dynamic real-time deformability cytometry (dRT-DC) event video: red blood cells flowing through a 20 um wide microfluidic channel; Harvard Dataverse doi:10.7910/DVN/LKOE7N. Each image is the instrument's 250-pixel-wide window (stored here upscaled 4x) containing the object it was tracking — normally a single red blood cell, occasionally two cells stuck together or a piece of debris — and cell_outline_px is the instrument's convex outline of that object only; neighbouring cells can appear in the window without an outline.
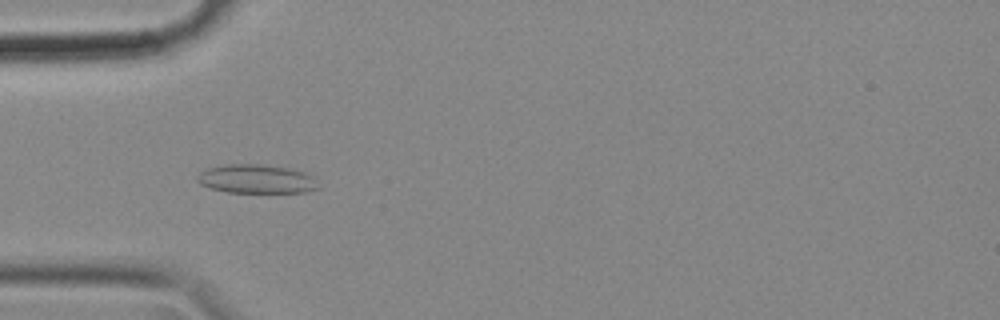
{"species": "common noctule bat (a hibernating species)", "species_latin": "Nyctalus noctula", "temperature_condition": "cold", "stored_images_in_passage": 56, "camera_frame_rate_fps": 3000, "um_per_image_px": 0.085, "animal": {"sex": "female", "body_mass_g": 18.4}, "frame": {"image": 1, "passage_image": 17, "time_ms": 5.333, "image_size_px": [1000, 320], "cell_outline_px": [[320, 188], [304, 192], [228, 192], [212, 188], [200, 184], [196, 180], [196, 176], [200, 172], [208, 168], [228, 164], [260, 164], [288, 168], [304, 172], [312, 176]], "centroid_in_image_um": [21.78, 15.21], "position_along_channel_um": 63.2, "area_um2": 20.17}}
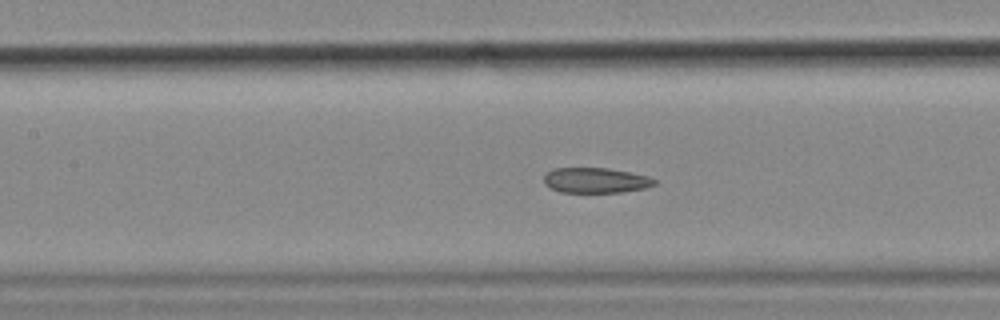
{"frame": {"image": 2, "passage_image": 25, "time_ms": 8.0, "image_size_px": [1000, 320], "cell_outline_px": [[656, 184], [644, 188], [620, 192], [560, 192], [544, 184], [544, 176], [552, 168], [608, 168], [632, 172], [648, 176], [656, 180]], "centroid_in_image_um": [50.63, 15.32], "position_along_channel_um": 156.8, "area_um2": 16.24}}
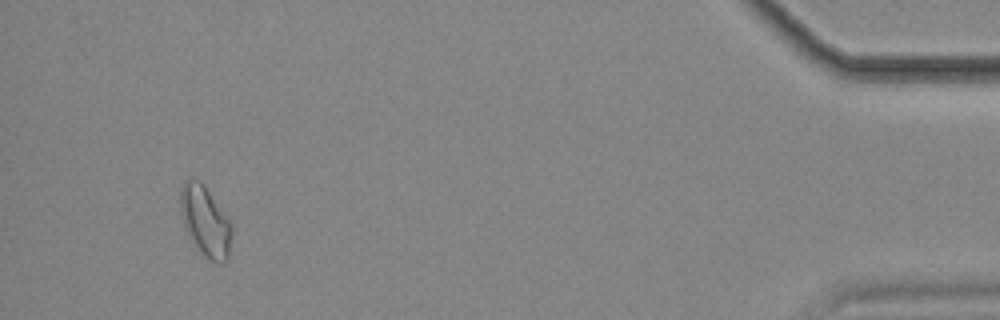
{"frame": {"image": 3, "passage_image": 53, "time_ms": 17.333, "image_size_px": [1000, 320], "cell_outline_px": [[232, 236], [228, 260], [224, 264], [216, 264], [204, 256], [188, 236], [184, 228], [180, 212], [180, 188], [188, 180], [200, 180], [204, 184], [232, 224]], "centroid_in_image_um": [17.46, 18.86], "position_along_channel_um": 417.7, "area_um2": 21.27}, "authors_computed_cell_mechanics": {"area_um2": 18.4671, "velocity_mm_per_s": 3.5507, "shape_relaxation_time_tau1_ms": null, "shape_relaxation_time_tau2_ms": 3.3492, "deformation_change_tau1": null, "deformation_change_tau2": 0.0967}}